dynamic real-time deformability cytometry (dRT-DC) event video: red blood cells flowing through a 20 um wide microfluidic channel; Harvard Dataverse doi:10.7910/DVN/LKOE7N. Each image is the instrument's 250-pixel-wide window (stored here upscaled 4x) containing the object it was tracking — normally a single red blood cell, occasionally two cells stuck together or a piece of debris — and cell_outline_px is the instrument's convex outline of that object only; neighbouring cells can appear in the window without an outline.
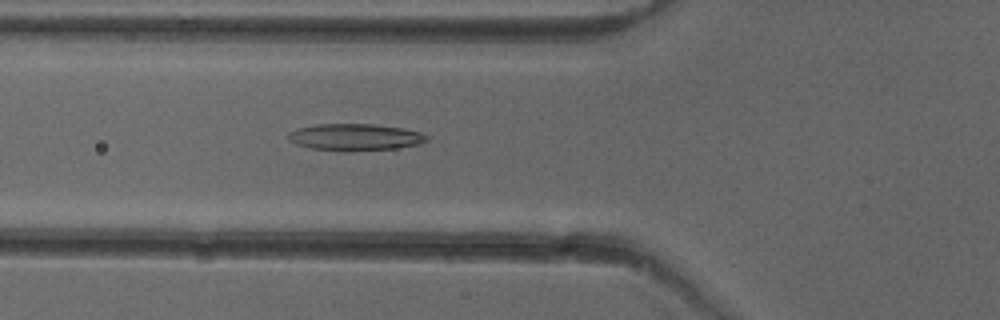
{"species": "common noctule bat (a hibernating species)", "species_latin": "Nyctalus noctula", "temperature_condition": "cold", "stored_images_in_passage": 43, "camera_frame_rate_fps": 3000, "um_per_image_px": 0.085, "animal": {"sex": "female"}, "frame": {"image": 1, "passage_image": 10, "time_ms": 3.0, "image_size_px": [1000, 320], "cell_outline_px": [[428, 140], [420, 144], [396, 148], [352, 152], [308, 148], [296, 144], [288, 140], [288, 132], [296, 128], [316, 124], [372, 124], [404, 128], [420, 132], [428, 136]], "centroid_in_image_um": [30.16, 11.66], "position_along_channel_um": 95.6, "area_um2": 21.96}}
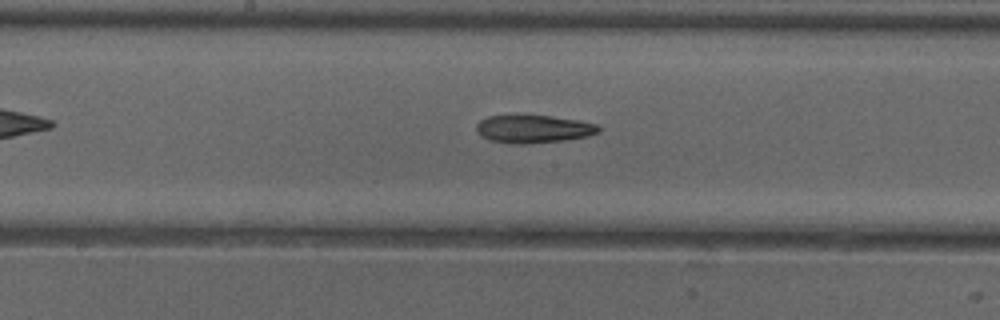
{"frame": {"image": 2, "passage_image": 18, "time_ms": 5.667, "image_size_px": [1000, 320], "cell_outline_px": [[600, 132], [588, 136], [564, 140], [528, 144], [512, 144], [492, 140], [480, 136], [476, 132], [476, 124], [480, 120], [488, 116], [516, 112], [520, 112], [576, 120], [596, 124], [600, 128]], "centroid_in_image_um": [45.26, 10.92], "position_along_channel_um": 202.9, "area_um2": 20.63}}
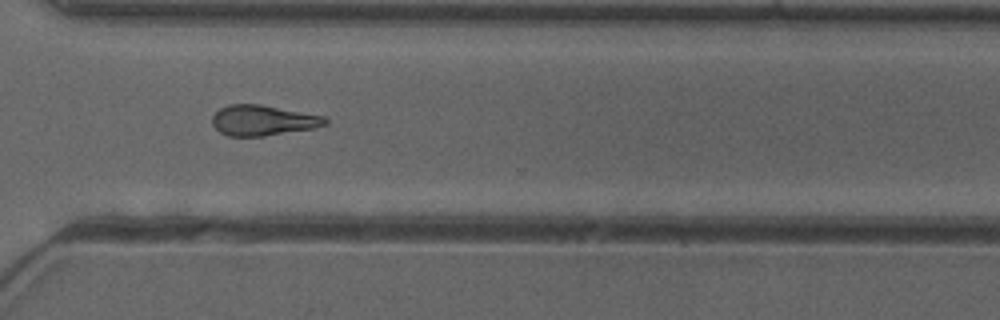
{"frame": {"image": 3, "passage_image": 29, "time_ms": 9.333, "image_size_px": [1000, 320], "cell_outline_px": [[328, 124], [312, 128], [264, 136], [228, 136], [220, 132], [212, 124], [212, 116], [220, 108], [228, 104], [260, 104], [324, 116], [328, 120]], "centroid_in_image_um": [22.33, 10.22], "position_along_channel_um": 348.3, "area_um2": 19.94}, "authors_computed_cell_mechanics": {"area_um2": 19.941, "velocity_mm_per_s": 3.9842, "shape_relaxation_time_tau1_ms": null, "shape_relaxation_time_tau2_ms": 6.385, "deformation_change_tau1": null, "deformation_change_tau2": 0.1777}}